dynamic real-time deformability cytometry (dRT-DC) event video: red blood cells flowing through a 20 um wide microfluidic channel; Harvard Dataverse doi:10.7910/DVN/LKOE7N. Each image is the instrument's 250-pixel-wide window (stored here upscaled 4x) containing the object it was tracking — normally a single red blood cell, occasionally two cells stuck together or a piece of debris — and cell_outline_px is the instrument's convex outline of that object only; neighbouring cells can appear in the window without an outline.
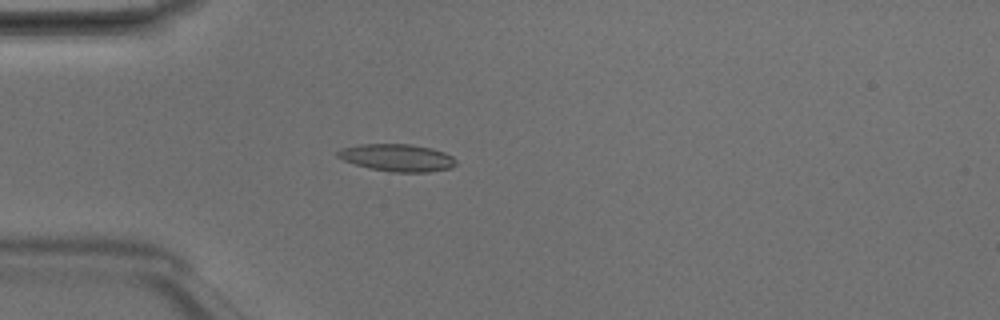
{"species": "Egyptian fruit bat (a non-hibernating species)", "species_latin": "Rousettus aegyptiacus", "temperature_condition": "room temperature", "stored_images_in_passage": 4, "camera_frame_rate_fps": 3000, "um_per_image_px": 0.085, "animal": {"sex": "male"}, "frame": {"image": 1, "passage_image": 4, "time_ms": 1.0, "image_size_px": [1000, 320], "cell_outline_px": [[456, 164], [452, 168], [428, 172], [392, 172], [372, 168], [356, 164], [344, 160], [336, 156], [336, 152], [344, 148], [360, 144], [408, 144], [432, 148], [444, 152], [452, 156], [456, 160]], "centroid_in_image_um": [33.8, 13.4], "position_along_channel_um": 51.2, "area_um2": 18.67}}